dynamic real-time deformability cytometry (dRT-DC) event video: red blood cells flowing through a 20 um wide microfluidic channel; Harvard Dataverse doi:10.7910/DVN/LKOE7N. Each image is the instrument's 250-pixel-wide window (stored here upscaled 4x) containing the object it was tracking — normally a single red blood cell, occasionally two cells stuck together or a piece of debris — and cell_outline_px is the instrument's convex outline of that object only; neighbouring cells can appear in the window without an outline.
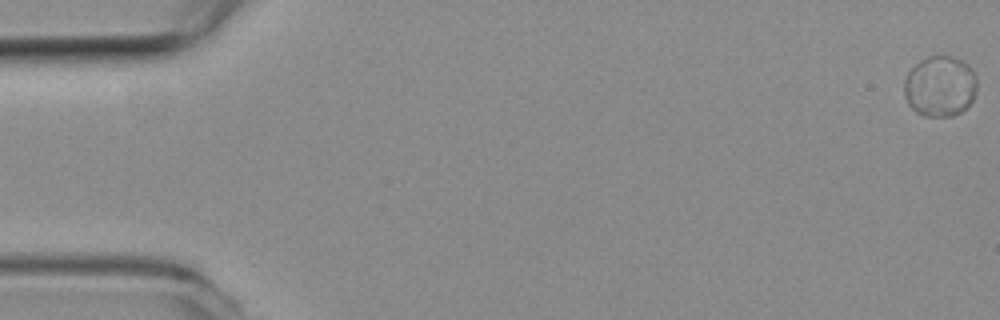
{"species": "common noctule bat (a hibernating species)", "species_latin": "Nyctalus noctula", "temperature_condition": "room temperature", "stored_images_in_passage": 45, "camera_frame_rate_fps": 3000, "um_per_image_px": 0.085, "animal": {"sex": "female", "body_mass_g": 19.3, "forearm_length_mm": 54.1}, "frame": {"image": 1, "passage_image": 1, "time_ms": 0.0, "image_size_px": [1000, 320], "cell_outline_px": [[976, 88], [972, 100], [960, 112], [952, 116], [924, 116], [916, 112], [908, 104], [904, 96], [904, 80], [908, 72], [920, 60], [928, 56], [952, 56], [968, 64], [976, 76]], "centroid_in_image_um": [79.88, 7.33], "position_along_channel_um": 5.1, "area_um2": 25.72}}
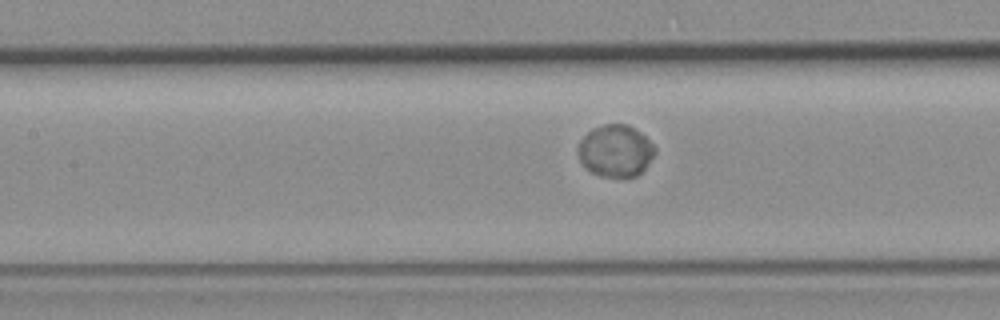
{"frame": {"image": 2, "passage_image": 26, "time_ms": 8.333, "image_size_px": [1000, 320], "cell_outline_px": [[656, 152], [644, 168], [636, 176], [600, 176], [592, 172], [580, 160], [576, 148], [580, 140], [592, 128], [604, 124], [628, 124], [640, 132], [656, 148]], "centroid_in_image_um": [52.3, 12.79], "position_along_channel_um": 155.1, "area_um2": 23.0}}
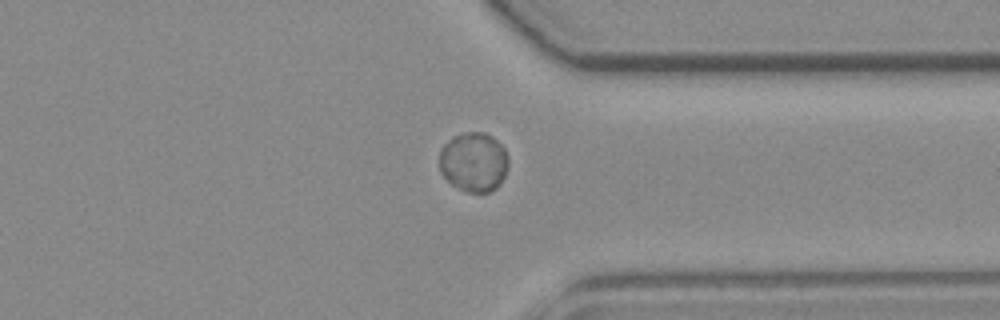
{"frame": {"image": 3, "passage_image": 44, "time_ms": 14.333, "image_size_px": [1000, 320], "cell_outline_px": [[508, 168], [500, 184], [496, 188], [488, 192], [468, 192], [452, 184], [440, 172], [440, 148], [452, 136], [464, 132], [484, 132], [492, 136], [504, 148], [508, 156]], "centroid_in_image_um": [40.27, 13.75], "position_along_channel_um": 371.1, "area_um2": 23.99}}